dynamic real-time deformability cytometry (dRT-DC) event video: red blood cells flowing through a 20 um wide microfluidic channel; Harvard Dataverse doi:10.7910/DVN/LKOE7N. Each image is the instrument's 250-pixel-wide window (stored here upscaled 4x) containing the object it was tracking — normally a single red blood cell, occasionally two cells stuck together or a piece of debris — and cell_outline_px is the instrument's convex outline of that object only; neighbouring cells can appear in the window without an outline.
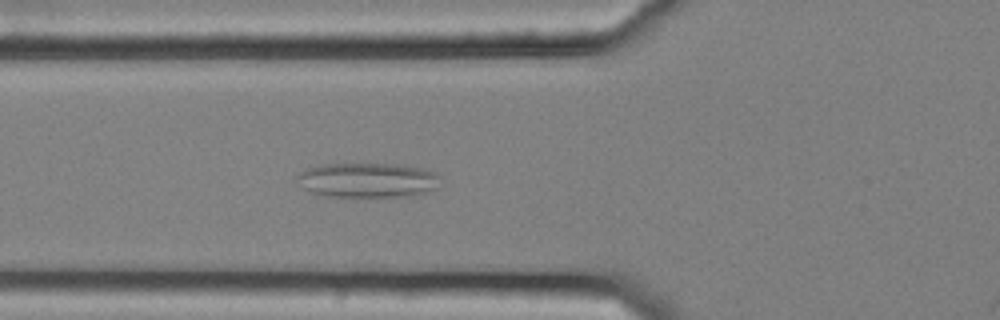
{"species": "common noctule bat (a hibernating species)", "species_latin": "Nyctalus noctula", "temperature_condition": "cold", "stored_images_in_passage": 20, "camera_frame_rate_fps": 3000, "um_per_image_px": 0.085, "animal": {"sex": "female", "body_mass_g": 25.1}, "frame": {"image": 1, "passage_image": 16, "time_ms": 5.0, "image_size_px": [1000, 320], "cell_outline_px": [[440, 176], [436, 188], [428, 192], [412, 196], [328, 196], [312, 192], [304, 188], [296, 180], [296, 176], [300, 172], [308, 168], [324, 164], [396, 164], [420, 168], [436, 172]], "centroid_in_image_um": [31.26, 15.31], "position_along_channel_um": 94.5, "area_um2": 28.84}}